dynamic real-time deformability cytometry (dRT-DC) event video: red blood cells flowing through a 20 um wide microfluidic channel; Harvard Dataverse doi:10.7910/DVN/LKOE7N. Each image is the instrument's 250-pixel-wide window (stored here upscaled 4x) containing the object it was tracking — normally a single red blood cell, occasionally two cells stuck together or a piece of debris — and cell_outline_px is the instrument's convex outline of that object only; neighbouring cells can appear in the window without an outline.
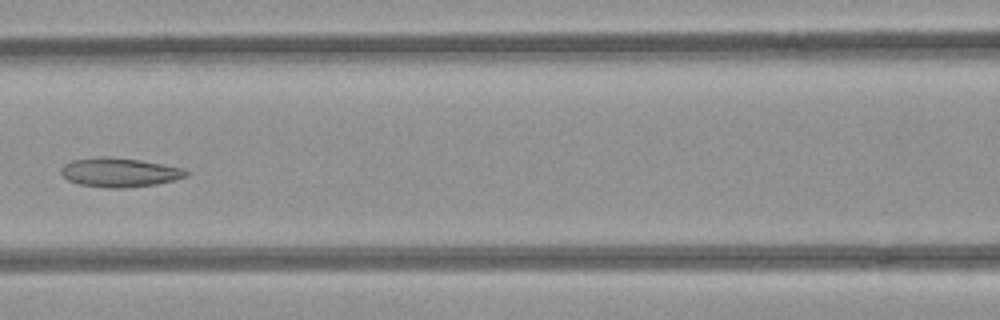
{"species": "common noctule bat (a hibernating species)", "species_latin": "Nyctalus noctula", "temperature_condition": "room temperature", "stored_images_in_passage": 7, "camera_frame_rate_fps": 3000, "um_per_image_px": 0.085, "animal": {"sex": "female", "body_mass_g": 21.9}, "frame": {"image": 1, "passage_image": 7, "time_ms": 2.0, "image_size_px": [1000, 320], "cell_outline_px": [[192, 172], [188, 176], [156, 184], [128, 188], [108, 188], [80, 184], [68, 180], [60, 172], [60, 168], [64, 164], [72, 160], [96, 156], [104, 156], [140, 160], [184, 168]], "centroid_in_image_um": [10.17, 14.65], "position_along_channel_um": 156.4, "area_um2": 21.39}}